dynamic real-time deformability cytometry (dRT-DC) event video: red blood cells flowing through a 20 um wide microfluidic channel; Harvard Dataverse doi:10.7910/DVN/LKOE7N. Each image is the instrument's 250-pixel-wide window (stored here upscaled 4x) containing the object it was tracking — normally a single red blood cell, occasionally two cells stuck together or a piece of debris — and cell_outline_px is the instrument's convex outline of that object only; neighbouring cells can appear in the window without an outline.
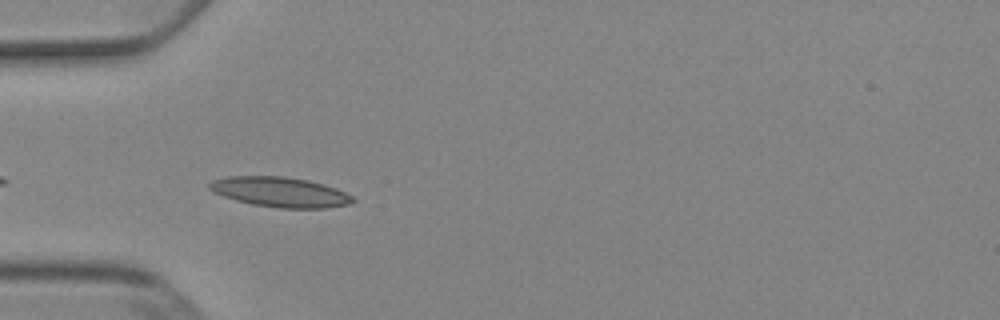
{"species": "Egyptian fruit bat (a non-hibernating species)", "species_latin": "Rousettus aegyptiacus", "temperature_condition": "cold", "stored_images_in_passage": 4, "camera_frame_rate_fps": 3000, "um_per_image_px": 0.085, "animal": {"sex": "female"}, "frame": {"image": 1, "passage_image": 1, "time_ms": 0.0, "image_size_px": [1000, 320], "cell_outline_px": [[356, 200], [352, 204], [324, 208], [280, 208], [252, 204], [236, 200], [224, 196], [208, 188], [208, 184], [212, 180], [228, 176], [284, 176], [308, 180], [324, 184], [336, 188], [352, 196]], "centroid_in_image_um": [23.84, 16.32], "position_along_channel_um": 61.2, "area_um2": 25.03}}
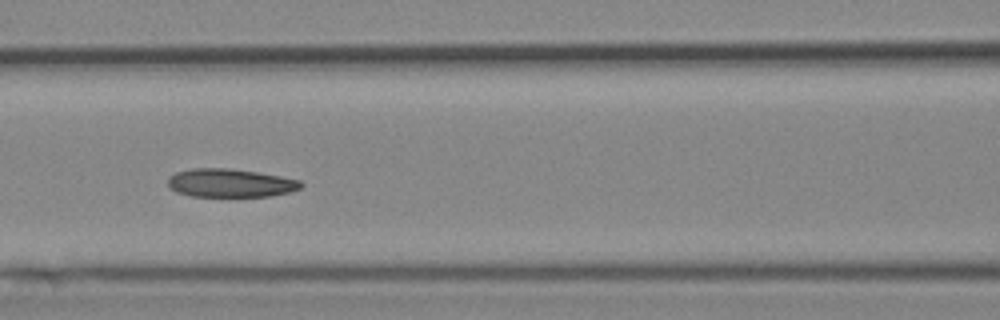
{"frame": {"image": 2, "passage_image": 3, "time_ms": 2.333, "image_size_px": [1000, 320], "cell_outline_px": [[304, 184], [300, 188], [292, 192], [272, 196], [192, 196], [176, 192], [168, 188], [168, 176], [176, 172], [192, 168], [228, 168], [256, 172], [280, 176], [300, 180]], "centroid_in_image_um": [19.56, 15.56], "position_along_channel_um": 147.0, "area_um2": 22.14}}
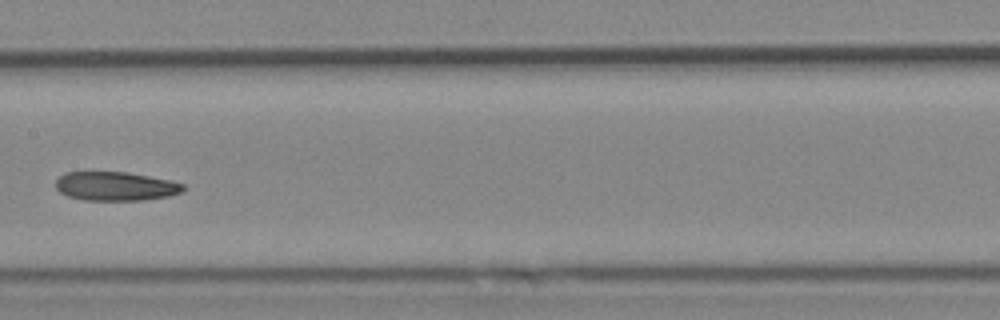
{"frame": {"image": 3, "passage_image": 4, "time_ms": 3.667, "image_size_px": [1000, 320], "cell_outline_px": [[184, 192], [168, 196], [144, 200], [84, 200], [68, 196], [60, 192], [56, 188], [56, 180], [64, 172], [128, 172], [172, 180], [184, 184]], "centroid_in_image_um": [9.85, 15.82], "position_along_channel_um": 197.5, "area_um2": 21.62}}